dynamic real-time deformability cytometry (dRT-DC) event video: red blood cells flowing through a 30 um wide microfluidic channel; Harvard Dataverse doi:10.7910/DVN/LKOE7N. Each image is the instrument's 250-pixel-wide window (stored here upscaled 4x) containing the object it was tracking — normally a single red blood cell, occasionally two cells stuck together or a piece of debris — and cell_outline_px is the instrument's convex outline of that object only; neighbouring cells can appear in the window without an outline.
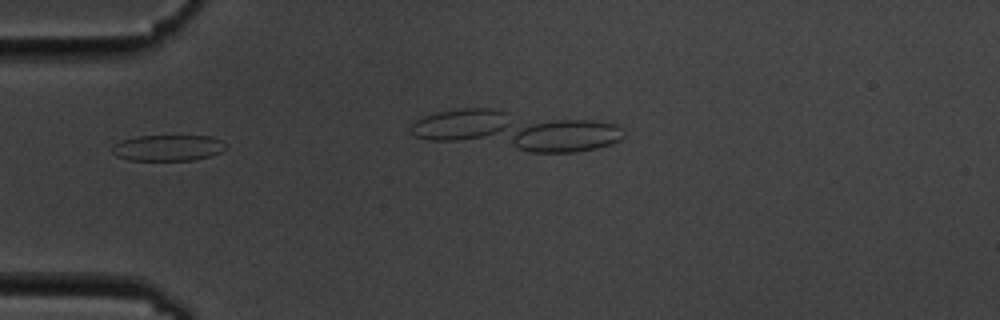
{"species": "common noctule bat (a hibernating species)", "species_latin": "Nyctalus noctula", "temperature_condition": "cold", "stored_images_in_passage": 4, "camera_frame_rate_fps": 3000, "um_per_image_px": 0.085, "animal": {"sex": "male", "body_mass_g": 19.5, "forearm_length_mm": 54.6}, "frame": {"image": 1, "passage_image": 3, "time_ms": 2.333, "image_size_px": [1000, 320], "cell_outline_px": [[224, 148], [220, 152], [208, 156], [192, 160], [128, 160], [116, 156], [112, 152], [112, 148], [120, 140], [136, 136], [212, 136], [220, 140]], "centroid_in_image_um": [14.21, 12.56], "position_along_channel_um": 70.8, "area_um2": 16.99}}